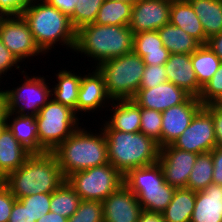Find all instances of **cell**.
Listing matches in <instances>:
<instances>
[{
  "label": "cell",
  "mask_w": 222,
  "mask_h": 222,
  "mask_svg": "<svg viewBox=\"0 0 222 222\" xmlns=\"http://www.w3.org/2000/svg\"><path fill=\"white\" fill-rule=\"evenodd\" d=\"M8 222H31V215L18 200L14 202Z\"/></svg>",
  "instance_id": "45"
},
{
  "label": "cell",
  "mask_w": 222,
  "mask_h": 222,
  "mask_svg": "<svg viewBox=\"0 0 222 222\" xmlns=\"http://www.w3.org/2000/svg\"><path fill=\"white\" fill-rule=\"evenodd\" d=\"M25 81L22 85L6 89L7 112L19 115L36 116L51 99L50 83H46V78L39 76H28L27 72L21 71ZM27 74V75H26ZM49 84V85H48Z\"/></svg>",
  "instance_id": "10"
},
{
  "label": "cell",
  "mask_w": 222,
  "mask_h": 222,
  "mask_svg": "<svg viewBox=\"0 0 222 222\" xmlns=\"http://www.w3.org/2000/svg\"><path fill=\"white\" fill-rule=\"evenodd\" d=\"M36 222H68V219L61 216L60 214L50 211L39 218V220H37Z\"/></svg>",
  "instance_id": "50"
},
{
  "label": "cell",
  "mask_w": 222,
  "mask_h": 222,
  "mask_svg": "<svg viewBox=\"0 0 222 222\" xmlns=\"http://www.w3.org/2000/svg\"><path fill=\"white\" fill-rule=\"evenodd\" d=\"M81 199L65 180L51 193L50 211L69 219L78 209Z\"/></svg>",
  "instance_id": "32"
},
{
  "label": "cell",
  "mask_w": 222,
  "mask_h": 222,
  "mask_svg": "<svg viewBox=\"0 0 222 222\" xmlns=\"http://www.w3.org/2000/svg\"><path fill=\"white\" fill-rule=\"evenodd\" d=\"M40 1V2H39ZM26 21L36 44L44 54H47L54 45L66 46L74 50L76 30L70 18L44 0H34L20 14Z\"/></svg>",
  "instance_id": "2"
},
{
  "label": "cell",
  "mask_w": 222,
  "mask_h": 222,
  "mask_svg": "<svg viewBox=\"0 0 222 222\" xmlns=\"http://www.w3.org/2000/svg\"><path fill=\"white\" fill-rule=\"evenodd\" d=\"M164 1H168V2H179V1H184V0H164Z\"/></svg>",
  "instance_id": "54"
},
{
  "label": "cell",
  "mask_w": 222,
  "mask_h": 222,
  "mask_svg": "<svg viewBox=\"0 0 222 222\" xmlns=\"http://www.w3.org/2000/svg\"><path fill=\"white\" fill-rule=\"evenodd\" d=\"M171 145L197 154L211 152L216 147L212 115L202 107L190 125Z\"/></svg>",
  "instance_id": "12"
},
{
  "label": "cell",
  "mask_w": 222,
  "mask_h": 222,
  "mask_svg": "<svg viewBox=\"0 0 222 222\" xmlns=\"http://www.w3.org/2000/svg\"><path fill=\"white\" fill-rule=\"evenodd\" d=\"M199 17L205 37L222 32V0H188Z\"/></svg>",
  "instance_id": "27"
},
{
  "label": "cell",
  "mask_w": 222,
  "mask_h": 222,
  "mask_svg": "<svg viewBox=\"0 0 222 222\" xmlns=\"http://www.w3.org/2000/svg\"><path fill=\"white\" fill-rule=\"evenodd\" d=\"M99 128L94 133L80 126L52 152L65 179L72 173L108 163L107 140Z\"/></svg>",
  "instance_id": "3"
},
{
  "label": "cell",
  "mask_w": 222,
  "mask_h": 222,
  "mask_svg": "<svg viewBox=\"0 0 222 222\" xmlns=\"http://www.w3.org/2000/svg\"><path fill=\"white\" fill-rule=\"evenodd\" d=\"M213 184L222 185V148L215 147L212 151Z\"/></svg>",
  "instance_id": "44"
},
{
  "label": "cell",
  "mask_w": 222,
  "mask_h": 222,
  "mask_svg": "<svg viewBox=\"0 0 222 222\" xmlns=\"http://www.w3.org/2000/svg\"><path fill=\"white\" fill-rule=\"evenodd\" d=\"M18 201L28 209L31 222H36L43 215L50 212L51 193L33 194Z\"/></svg>",
  "instance_id": "37"
},
{
  "label": "cell",
  "mask_w": 222,
  "mask_h": 222,
  "mask_svg": "<svg viewBox=\"0 0 222 222\" xmlns=\"http://www.w3.org/2000/svg\"><path fill=\"white\" fill-rule=\"evenodd\" d=\"M73 109L52 98L36 115L40 153L53 152L80 126L81 118Z\"/></svg>",
  "instance_id": "8"
},
{
  "label": "cell",
  "mask_w": 222,
  "mask_h": 222,
  "mask_svg": "<svg viewBox=\"0 0 222 222\" xmlns=\"http://www.w3.org/2000/svg\"><path fill=\"white\" fill-rule=\"evenodd\" d=\"M171 2L164 0H138L132 7L129 27L133 34L154 31L170 22Z\"/></svg>",
  "instance_id": "15"
},
{
  "label": "cell",
  "mask_w": 222,
  "mask_h": 222,
  "mask_svg": "<svg viewBox=\"0 0 222 222\" xmlns=\"http://www.w3.org/2000/svg\"><path fill=\"white\" fill-rule=\"evenodd\" d=\"M206 45L219 57L222 62V32L207 39Z\"/></svg>",
  "instance_id": "47"
},
{
  "label": "cell",
  "mask_w": 222,
  "mask_h": 222,
  "mask_svg": "<svg viewBox=\"0 0 222 222\" xmlns=\"http://www.w3.org/2000/svg\"><path fill=\"white\" fill-rule=\"evenodd\" d=\"M164 68L168 82L180 87L190 96L199 97L202 88L198 85L191 54H170Z\"/></svg>",
  "instance_id": "19"
},
{
  "label": "cell",
  "mask_w": 222,
  "mask_h": 222,
  "mask_svg": "<svg viewBox=\"0 0 222 222\" xmlns=\"http://www.w3.org/2000/svg\"><path fill=\"white\" fill-rule=\"evenodd\" d=\"M133 4L104 0L94 23L99 25L129 26Z\"/></svg>",
  "instance_id": "31"
},
{
  "label": "cell",
  "mask_w": 222,
  "mask_h": 222,
  "mask_svg": "<svg viewBox=\"0 0 222 222\" xmlns=\"http://www.w3.org/2000/svg\"><path fill=\"white\" fill-rule=\"evenodd\" d=\"M164 47L170 54H192L202 44L183 29L170 22L157 30Z\"/></svg>",
  "instance_id": "28"
},
{
  "label": "cell",
  "mask_w": 222,
  "mask_h": 222,
  "mask_svg": "<svg viewBox=\"0 0 222 222\" xmlns=\"http://www.w3.org/2000/svg\"><path fill=\"white\" fill-rule=\"evenodd\" d=\"M6 127V122H0V133Z\"/></svg>",
  "instance_id": "53"
},
{
  "label": "cell",
  "mask_w": 222,
  "mask_h": 222,
  "mask_svg": "<svg viewBox=\"0 0 222 222\" xmlns=\"http://www.w3.org/2000/svg\"><path fill=\"white\" fill-rule=\"evenodd\" d=\"M66 181L81 200L102 202L124 184V176L107 163L72 173Z\"/></svg>",
  "instance_id": "9"
},
{
  "label": "cell",
  "mask_w": 222,
  "mask_h": 222,
  "mask_svg": "<svg viewBox=\"0 0 222 222\" xmlns=\"http://www.w3.org/2000/svg\"><path fill=\"white\" fill-rule=\"evenodd\" d=\"M58 83L51 87V98L67 107H70L77 114V100L81 82V74L61 69L55 75Z\"/></svg>",
  "instance_id": "26"
},
{
  "label": "cell",
  "mask_w": 222,
  "mask_h": 222,
  "mask_svg": "<svg viewBox=\"0 0 222 222\" xmlns=\"http://www.w3.org/2000/svg\"><path fill=\"white\" fill-rule=\"evenodd\" d=\"M103 131L107 140L108 163L123 176L131 169L158 162L160 153L158 143L142 132Z\"/></svg>",
  "instance_id": "5"
},
{
  "label": "cell",
  "mask_w": 222,
  "mask_h": 222,
  "mask_svg": "<svg viewBox=\"0 0 222 222\" xmlns=\"http://www.w3.org/2000/svg\"><path fill=\"white\" fill-rule=\"evenodd\" d=\"M198 154L180 150L171 144L160 148L158 163L165 182L176 189L187 188L191 170Z\"/></svg>",
  "instance_id": "13"
},
{
  "label": "cell",
  "mask_w": 222,
  "mask_h": 222,
  "mask_svg": "<svg viewBox=\"0 0 222 222\" xmlns=\"http://www.w3.org/2000/svg\"><path fill=\"white\" fill-rule=\"evenodd\" d=\"M190 222H222V185L212 183L196 192Z\"/></svg>",
  "instance_id": "21"
},
{
  "label": "cell",
  "mask_w": 222,
  "mask_h": 222,
  "mask_svg": "<svg viewBox=\"0 0 222 222\" xmlns=\"http://www.w3.org/2000/svg\"><path fill=\"white\" fill-rule=\"evenodd\" d=\"M202 107L198 98L189 96L183 103L162 112L161 147L172 144Z\"/></svg>",
  "instance_id": "14"
},
{
  "label": "cell",
  "mask_w": 222,
  "mask_h": 222,
  "mask_svg": "<svg viewBox=\"0 0 222 222\" xmlns=\"http://www.w3.org/2000/svg\"><path fill=\"white\" fill-rule=\"evenodd\" d=\"M102 205L104 222H138L143 210L125 184L104 199Z\"/></svg>",
  "instance_id": "17"
},
{
  "label": "cell",
  "mask_w": 222,
  "mask_h": 222,
  "mask_svg": "<svg viewBox=\"0 0 222 222\" xmlns=\"http://www.w3.org/2000/svg\"><path fill=\"white\" fill-rule=\"evenodd\" d=\"M17 199L9 188L2 183L0 185V222H8L12 207Z\"/></svg>",
  "instance_id": "40"
},
{
  "label": "cell",
  "mask_w": 222,
  "mask_h": 222,
  "mask_svg": "<svg viewBox=\"0 0 222 222\" xmlns=\"http://www.w3.org/2000/svg\"><path fill=\"white\" fill-rule=\"evenodd\" d=\"M50 6L55 7L63 14L70 17L73 14V11L78 0H44Z\"/></svg>",
  "instance_id": "46"
},
{
  "label": "cell",
  "mask_w": 222,
  "mask_h": 222,
  "mask_svg": "<svg viewBox=\"0 0 222 222\" xmlns=\"http://www.w3.org/2000/svg\"><path fill=\"white\" fill-rule=\"evenodd\" d=\"M3 17H4V15L2 13H0V22Z\"/></svg>",
  "instance_id": "55"
},
{
  "label": "cell",
  "mask_w": 222,
  "mask_h": 222,
  "mask_svg": "<svg viewBox=\"0 0 222 222\" xmlns=\"http://www.w3.org/2000/svg\"><path fill=\"white\" fill-rule=\"evenodd\" d=\"M191 62L201 88L213 77L222 63L206 44H202L191 54Z\"/></svg>",
  "instance_id": "30"
},
{
  "label": "cell",
  "mask_w": 222,
  "mask_h": 222,
  "mask_svg": "<svg viewBox=\"0 0 222 222\" xmlns=\"http://www.w3.org/2000/svg\"><path fill=\"white\" fill-rule=\"evenodd\" d=\"M66 179L52 152L32 153L3 183L18 200L33 194L52 193Z\"/></svg>",
  "instance_id": "1"
},
{
  "label": "cell",
  "mask_w": 222,
  "mask_h": 222,
  "mask_svg": "<svg viewBox=\"0 0 222 222\" xmlns=\"http://www.w3.org/2000/svg\"><path fill=\"white\" fill-rule=\"evenodd\" d=\"M31 154L6 126L0 133V178L21 167Z\"/></svg>",
  "instance_id": "22"
},
{
  "label": "cell",
  "mask_w": 222,
  "mask_h": 222,
  "mask_svg": "<svg viewBox=\"0 0 222 222\" xmlns=\"http://www.w3.org/2000/svg\"><path fill=\"white\" fill-rule=\"evenodd\" d=\"M170 23L183 29L201 44H206L207 38L199 17L188 0L171 3Z\"/></svg>",
  "instance_id": "25"
},
{
  "label": "cell",
  "mask_w": 222,
  "mask_h": 222,
  "mask_svg": "<svg viewBox=\"0 0 222 222\" xmlns=\"http://www.w3.org/2000/svg\"><path fill=\"white\" fill-rule=\"evenodd\" d=\"M103 2L104 0H78L73 14L69 17L73 28L77 31L85 25L94 23Z\"/></svg>",
  "instance_id": "34"
},
{
  "label": "cell",
  "mask_w": 222,
  "mask_h": 222,
  "mask_svg": "<svg viewBox=\"0 0 222 222\" xmlns=\"http://www.w3.org/2000/svg\"><path fill=\"white\" fill-rule=\"evenodd\" d=\"M6 126L13 136L31 153H40L36 116L7 112Z\"/></svg>",
  "instance_id": "24"
},
{
  "label": "cell",
  "mask_w": 222,
  "mask_h": 222,
  "mask_svg": "<svg viewBox=\"0 0 222 222\" xmlns=\"http://www.w3.org/2000/svg\"><path fill=\"white\" fill-rule=\"evenodd\" d=\"M34 0H0V13L4 16L20 15Z\"/></svg>",
  "instance_id": "43"
},
{
  "label": "cell",
  "mask_w": 222,
  "mask_h": 222,
  "mask_svg": "<svg viewBox=\"0 0 222 222\" xmlns=\"http://www.w3.org/2000/svg\"><path fill=\"white\" fill-rule=\"evenodd\" d=\"M132 51L142 57L145 65H164L170 56L157 30L134 34Z\"/></svg>",
  "instance_id": "23"
},
{
  "label": "cell",
  "mask_w": 222,
  "mask_h": 222,
  "mask_svg": "<svg viewBox=\"0 0 222 222\" xmlns=\"http://www.w3.org/2000/svg\"><path fill=\"white\" fill-rule=\"evenodd\" d=\"M92 72L86 75H81V82L79 87V94L77 100V115L80 112L86 114L94 113L95 111L102 110L105 108L110 107L112 100L108 96L106 92V86L104 82L103 75L97 70L96 67ZM110 102V103H109ZM105 103L108 105H105Z\"/></svg>",
  "instance_id": "18"
},
{
  "label": "cell",
  "mask_w": 222,
  "mask_h": 222,
  "mask_svg": "<svg viewBox=\"0 0 222 222\" xmlns=\"http://www.w3.org/2000/svg\"><path fill=\"white\" fill-rule=\"evenodd\" d=\"M212 176V153L206 152L198 154L187 182V188L196 192L204 190L209 184L213 183Z\"/></svg>",
  "instance_id": "33"
},
{
  "label": "cell",
  "mask_w": 222,
  "mask_h": 222,
  "mask_svg": "<svg viewBox=\"0 0 222 222\" xmlns=\"http://www.w3.org/2000/svg\"><path fill=\"white\" fill-rule=\"evenodd\" d=\"M68 222H104L102 202L81 200L77 211L68 219Z\"/></svg>",
  "instance_id": "36"
},
{
  "label": "cell",
  "mask_w": 222,
  "mask_h": 222,
  "mask_svg": "<svg viewBox=\"0 0 222 222\" xmlns=\"http://www.w3.org/2000/svg\"><path fill=\"white\" fill-rule=\"evenodd\" d=\"M167 81L164 65H145L139 88H153Z\"/></svg>",
  "instance_id": "39"
},
{
  "label": "cell",
  "mask_w": 222,
  "mask_h": 222,
  "mask_svg": "<svg viewBox=\"0 0 222 222\" xmlns=\"http://www.w3.org/2000/svg\"><path fill=\"white\" fill-rule=\"evenodd\" d=\"M189 96L183 89L167 81L153 88H139L132 100L142 108L164 112L183 103Z\"/></svg>",
  "instance_id": "16"
},
{
  "label": "cell",
  "mask_w": 222,
  "mask_h": 222,
  "mask_svg": "<svg viewBox=\"0 0 222 222\" xmlns=\"http://www.w3.org/2000/svg\"><path fill=\"white\" fill-rule=\"evenodd\" d=\"M124 184L137 197L142 209L162 213L172 201L176 188L165 182L159 163L131 169Z\"/></svg>",
  "instance_id": "6"
},
{
  "label": "cell",
  "mask_w": 222,
  "mask_h": 222,
  "mask_svg": "<svg viewBox=\"0 0 222 222\" xmlns=\"http://www.w3.org/2000/svg\"><path fill=\"white\" fill-rule=\"evenodd\" d=\"M162 112L141 107L140 132L156 141L161 148Z\"/></svg>",
  "instance_id": "35"
},
{
  "label": "cell",
  "mask_w": 222,
  "mask_h": 222,
  "mask_svg": "<svg viewBox=\"0 0 222 222\" xmlns=\"http://www.w3.org/2000/svg\"><path fill=\"white\" fill-rule=\"evenodd\" d=\"M3 89L4 87L0 88V122H6L7 114V96Z\"/></svg>",
  "instance_id": "49"
},
{
  "label": "cell",
  "mask_w": 222,
  "mask_h": 222,
  "mask_svg": "<svg viewBox=\"0 0 222 222\" xmlns=\"http://www.w3.org/2000/svg\"><path fill=\"white\" fill-rule=\"evenodd\" d=\"M196 201V191L176 189L172 201L162 212L165 222H190Z\"/></svg>",
  "instance_id": "29"
},
{
  "label": "cell",
  "mask_w": 222,
  "mask_h": 222,
  "mask_svg": "<svg viewBox=\"0 0 222 222\" xmlns=\"http://www.w3.org/2000/svg\"><path fill=\"white\" fill-rule=\"evenodd\" d=\"M19 63L20 62L8 50V48L2 43L0 39V83L2 82V77H5L1 75H5L9 70L11 71L13 67L17 70L22 68Z\"/></svg>",
  "instance_id": "41"
},
{
  "label": "cell",
  "mask_w": 222,
  "mask_h": 222,
  "mask_svg": "<svg viewBox=\"0 0 222 222\" xmlns=\"http://www.w3.org/2000/svg\"><path fill=\"white\" fill-rule=\"evenodd\" d=\"M3 183V179L2 178H0V185Z\"/></svg>",
  "instance_id": "56"
},
{
  "label": "cell",
  "mask_w": 222,
  "mask_h": 222,
  "mask_svg": "<svg viewBox=\"0 0 222 222\" xmlns=\"http://www.w3.org/2000/svg\"><path fill=\"white\" fill-rule=\"evenodd\" d=\"M214 104L222 109V96L219 97Z\"/></svg>",
  "instance_id": "51"
},
{
  "label": "cell",
  "mask_w": 222,
  "mask_h": 222,
  "mask_svg": "<svg viewBox=\"0 0 222 222\" xmlns=\"http://www.w3.org/2000/svg\"><path fill=\"white\" fill-rule=\"evenodd\" d=\"M222 96V63L213 77L203 86L198 99L203 105L215 103Z\"/></svg>",
  "instance_id": "38"
},
{
  "label": "cell",
  "mask_w": 222,
  "mask_h": 222,
  "mask_svg": "<svg viewBox=\"0 0 222 222\" xmlns=\"http://www.w3.org/2000/svg\"><path fill=\"white\" fill-rule=\"evenodd\" d=\"M203 107L212 115L216 147L222 148V109L214 103L203 105Z\"/></svg>",
  "instance_id": "42"
},
{
  "label": "cell",
  "mask_w": 222,
  "mask_h": 222,
  "mask_svg": "<svg viewBox=\"0 0 222 222\" xmlns=\"http://www.w3.org/2000/svg\"><path fill=\"white\" fill-rule=\"evenodd\" d=\"M138 222H165L162 213L142 210Z\"/></svg>",
  "instance_id": "48"
},
{
  "label": "cell",
  "mask_w": 222,
  "mask_h": 222,
  "mask_svg": "<svg viewBox=\"0 0 222 222\" xmlns=\"http://www.w3.org/2000/svg\"><path fill=\"white\" fill-rule=\"evenodd\" d=\"M96 68L103 75L112 101L132 100L139 90L145 64L142 57L132 51L101 62Z\"/></svg>",
  "instance_id": "7"
},
{
  "label": "cell",
  "mask_w": 222,
  "mask_h": 222,
  "mask_svg": "<svg viewBox=\"0 0 222 222\" xmlns=\"http://www.w3.org/2000/svg\"><path fill=\"white\" fill-rule=\"evenodd\" d=\"M133 36L129 26L91 23L76 31L73 51L92 58L97 67L101 62L132 52Z\"/></svg>",
  "instance_id": "4"
},
{
  "label": "cell",
  "mask_w": 222,
  "mask_h": 222,
  "mask_svg": "<svg viewBox=\"0 0 222 222\" xmlns=\"http://www.w3.org/2000/svg\"><path fill=\"white\" fill-rule=\"evenodd\" d=\"M113 1H123V2L131 3L134 5L138 0H113Z\"/></svg>",
  "instance_id": "52"
},
{
  "label": "cell",
  "mask_w": 222,
  "mask_h": 222,
  "mask_svg": "<svg viewBox=\"0 0 222 222\" xmlns=\"http://www.w3.org/2000/svg\"><path fill=\"white\" fill-rule=\"evenodd\" d=\"M0 39L19 62L44 54L21 15H9L1 19Z\"/></svg>",
  "instance_id": "11"
},
{
  "label": "cell",
  "mask_w": 222,
  "mask_h": 222,
  "mask_svg": "<svg viewBox=\"0 0 222 222\" xmlns=\"http://www.w3.org/2000/svg\"><path fill=\"white\" fill-rule=\"evenodd\" d=\"M113 113L100 125L102 130L140 132L141 107L133 100H116L110 104Z\"/></svg>",
  "instance_id": "20"
}]
</instances>
